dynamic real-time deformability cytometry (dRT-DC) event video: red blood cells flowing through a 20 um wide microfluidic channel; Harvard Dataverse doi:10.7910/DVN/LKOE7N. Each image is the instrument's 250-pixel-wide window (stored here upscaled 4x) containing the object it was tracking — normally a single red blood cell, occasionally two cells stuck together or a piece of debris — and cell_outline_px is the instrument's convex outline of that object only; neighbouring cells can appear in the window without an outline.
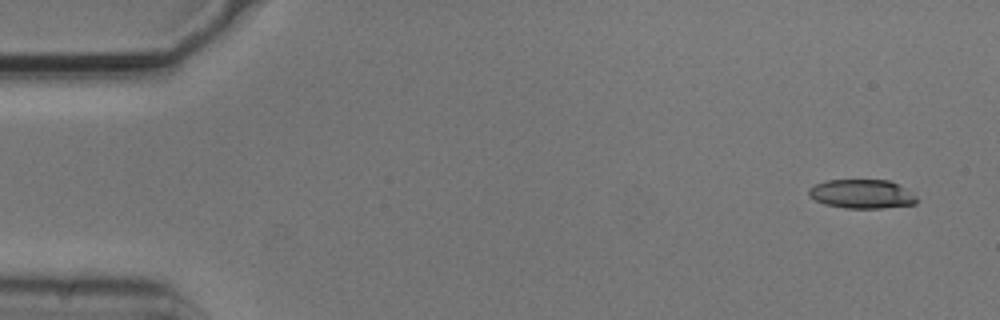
{"species": "common noctule bat (a hibernating species)", "species_latin": "Nyctalus noctula", "temperature_condition": "cold", "stored_images_in_passage": 4, "camera_frame_rate_fps": 3000, "um_per_image_px": 0.085, "animal": {"sex": "male", "body_mass_g": 20.5, "forearm_length_mm": 52.5}, "frame": {"image": 1, "passage_image": 1, "time_ms": 0.0, "image_size_px": [1000, 320], "cell_outline_px": [[920, 200], [916, 204], [880, 208], [844, 208], [824, 204], [808, 196], [808, 188], [816, 184], [828, 180], [888, 180], [904, 188], [916, 196]], "centroid_in_image_um": [73.24, 16.49], "position_along_channel_um": 11.8, "area_um2": 18.21}}
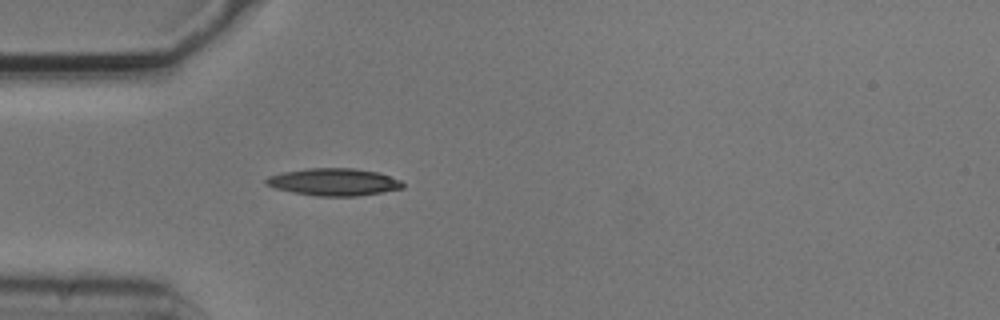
{"frame": {"image": 2, "passage_image": 4, "time_ms": 1.0, "image_size_px": [1000, 320], "cell_outline_px": [[404, 188], [356, 196], [320, 196], [292, 192], [276, 188], [264, 184], [264, 180], [268, 176], [280, 172], [308, 168], [352, 168], [380, 172], [400, 180], [404, 184]], "centroid_in_image_um": [28.35, 15.46], "position_along_channel_um": 56.7, "area_um2": 21.79}}